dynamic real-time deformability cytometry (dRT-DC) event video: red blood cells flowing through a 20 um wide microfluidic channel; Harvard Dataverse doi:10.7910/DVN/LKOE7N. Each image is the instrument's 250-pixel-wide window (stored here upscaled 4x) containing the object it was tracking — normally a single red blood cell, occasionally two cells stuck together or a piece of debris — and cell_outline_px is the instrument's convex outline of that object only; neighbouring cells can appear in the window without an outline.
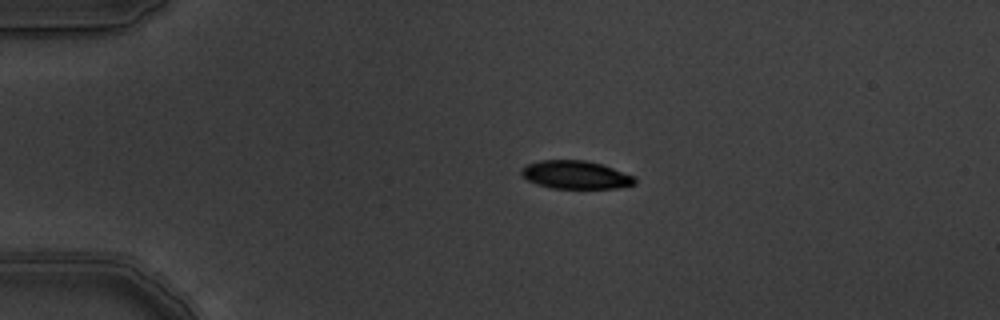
{"species": "common noctule bat (a hibernating species)", "species_latin": "Nyctalus noctula", "temperature_condition": "warm", "stored_images_in_passage": 5, "camera_frame_rate_fps": 3000, "um_per_image_px": 0.085, "animal": {"sex": "male", "body_mass_g": 19.5, "forearm_length_mm": 54.6}, "frame": {"image": 1, "passage_image": 3, "time_ms": 0.667, "image_size_px": [1000, 320], "cell_outline_px": [[636, 184], [616, 188], [552, 188], [536, 184], [528, 180], [520, 172], [528, 164], [540, 160], [584, 160], [604, 164], [636, 176]], "centroid_in_image_um": [49.0, 14.85], "position_along_channel_um": 36.0, "area_um2": 18.67}}
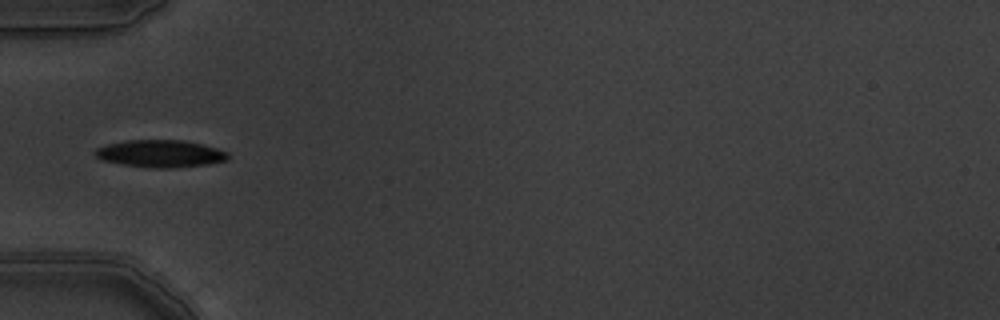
{"frame": {"image": 2, "passage_image": 5, "time_ms": 1.333, "image_size_px": [1000, 320], "cell_outline_px": [[228, 160], [208, 164], [176, 168], [152, 168], [120, 164], [100, 160], [96, 156], [96, 148], [108, 144], [128, 140], [184, 140], [204, 144], [228, 152]], "centroid_in_image_um": [13.65, 13.06], "position_along_channel_um": 71.3, "area_um2": 21.27}}